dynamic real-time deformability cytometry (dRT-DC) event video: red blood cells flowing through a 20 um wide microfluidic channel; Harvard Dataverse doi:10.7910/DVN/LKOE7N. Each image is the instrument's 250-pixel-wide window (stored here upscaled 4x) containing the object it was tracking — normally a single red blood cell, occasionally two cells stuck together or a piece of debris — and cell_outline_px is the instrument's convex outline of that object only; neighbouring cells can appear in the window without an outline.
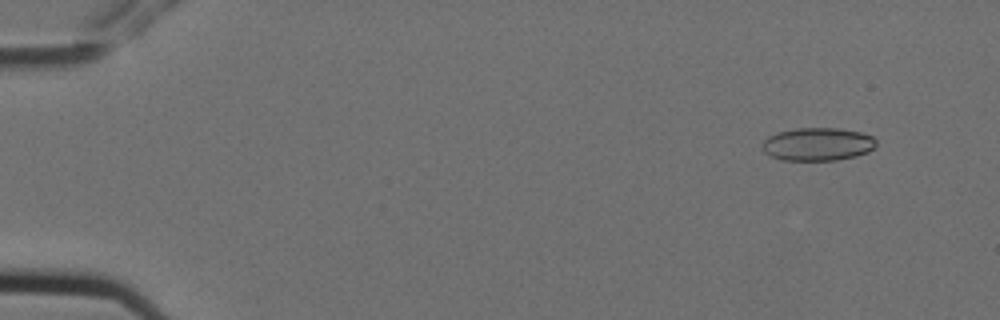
{"species": "Egyptian fruit bat (a non-hibernating species)", "species_latin": "Rousettus aegyptiacus", "temperature_condition": "cold", "stored_images_in_passage": 5, "camera_frame_rate_fps": 3000, "um_per_image_px": 0.085, "animal": {"sex": "female"}, "frame": {"image": 1, "passage_image": 2, "time_ms": 0.333, "image_size_px": [1000, 320], "cell_outline_px": [[876, 144], [868, 152], [856, 156], [836, 160], [780, 160], [764, 152], [764, 140], [768, 136], [780, 132], [796, 128], [840, 128], [860, 132], [872, 136], [876, 140]], "centroid_in_image_um": [69.52, 12.25], "position_along_channel_um": 15.5, "area_um2": 21.79}}
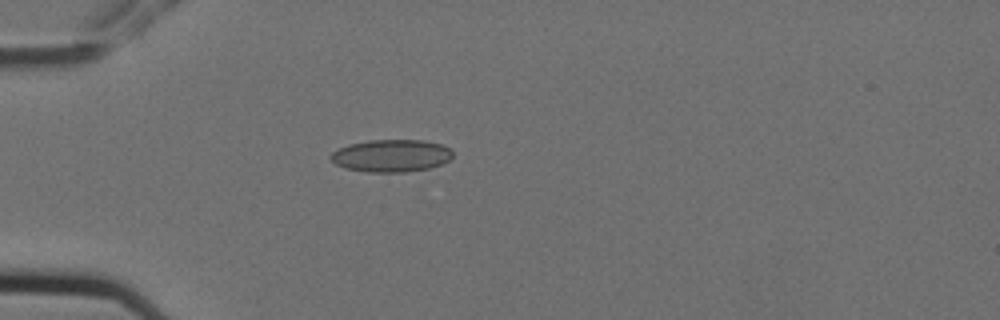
{"frame": {"image": 2, "passage_image": 5, "time_ms": 1.333, "image_size_px": [1000, 320], "cell_outline_px": [[452, 156], [444, 164], [428, 168], [404, 172], [368, 172], [344, 168], [336, 164], [328, 156], [332, 152], [348, 144], [368, 140], [424, 140], [444, 144], [452, 152]], "centroid_in_image_um": [33.26, 13.23], "position_along_channel_um": 51.7, "area_um2": 23.18}}